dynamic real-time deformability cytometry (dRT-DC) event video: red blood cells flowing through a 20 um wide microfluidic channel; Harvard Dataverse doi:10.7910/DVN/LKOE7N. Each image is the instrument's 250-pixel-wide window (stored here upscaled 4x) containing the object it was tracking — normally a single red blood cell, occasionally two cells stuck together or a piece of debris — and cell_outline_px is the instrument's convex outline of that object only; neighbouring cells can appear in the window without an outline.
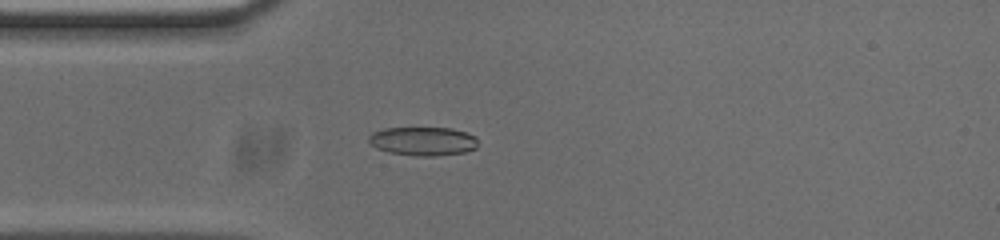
{"species": "common noctule bat (a hibernating species)", "species_latin": "Nyctalus noctula", "temperature_condition": "cold", "stored_images_in_passage": 45, "camera_frame_rate_fps": 3000, "um_per_image_px": 0.085, "animal": {"sex": "male", "body_mass_g": 20.0, "forearm_length_mm": 53.3}, "frame": {"image": 1, "passage_image": 5, "time_ms": 1.333, "image_size_px": [1000, 240], "cell_outline_px": [[476, 148], [464, 152], [436, 156], [416, 156], [388, 152], [376, 148], [368, 144], [368, 136], [372, 132], [384, 128], [452, 128], [476, 136]], "centroid_in_image_um": [35.9, 12.0], "position_along_channel_um": 49.1, "area_um2": 18.38}}
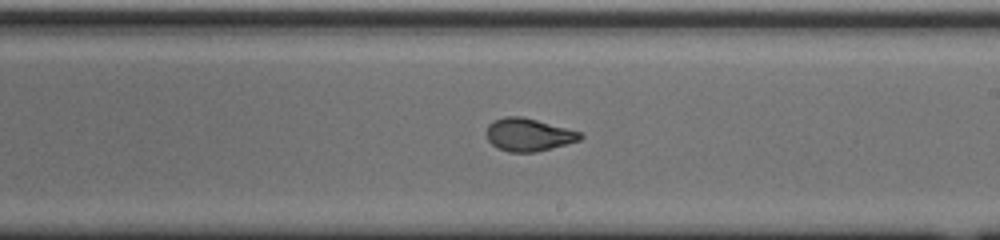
{"frame": {"image": 2, "passage_image": 21, "time_ms": 6.667, "image_size_px": [1000, 240], "cell_outline_px": [[584, 136], [580, 140], [536, 152], [508, 152], [496, 148], [488, 140], [488, 124], [504, 116], [520, 116], [536, 120], [580, 132]], "centroid_in_image_um": [44.91, 11.46], "position_along_channel_um": 244.1, "area_um2": 17.63}}
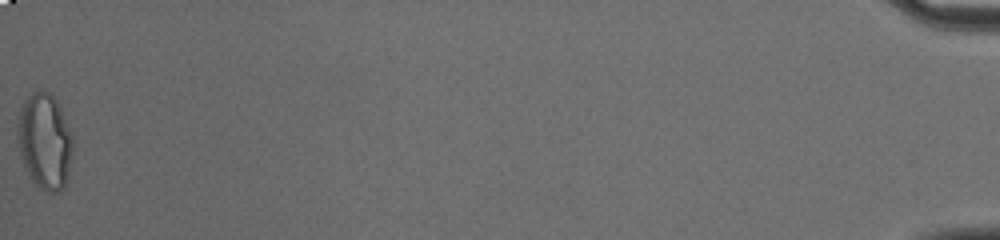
{"frame": {"image": 3, "passage_image": 45, "time_ms": 14.667, "image_size_px": [1000, 240], "cell_outline_px": [[72, 152], [68, 176], [60, 192], [48, 192], [36, 188], [24, 168], [20, 156], [16, 136], [20, 108], [24, 100], [32, 92], [48, 92], [56, 100], [60, 108], [72, 136]], "centroid_in_image_um": [3.77, 12.06], "position_along_channel_um": 431.4, "area_um2": 30.98}, "authors_computed_cell_mechanics": {"area_um2": 18.2648, "velocity_mm_per_s": 3.7594, "shape_relaxation_time_tau1_ms": 7.4253, "shape_relaxation_time_tau2_ms": 0.9388, "deformation_change_tau1": 0.2095, "deformation_change_tau2": 0.0621}}